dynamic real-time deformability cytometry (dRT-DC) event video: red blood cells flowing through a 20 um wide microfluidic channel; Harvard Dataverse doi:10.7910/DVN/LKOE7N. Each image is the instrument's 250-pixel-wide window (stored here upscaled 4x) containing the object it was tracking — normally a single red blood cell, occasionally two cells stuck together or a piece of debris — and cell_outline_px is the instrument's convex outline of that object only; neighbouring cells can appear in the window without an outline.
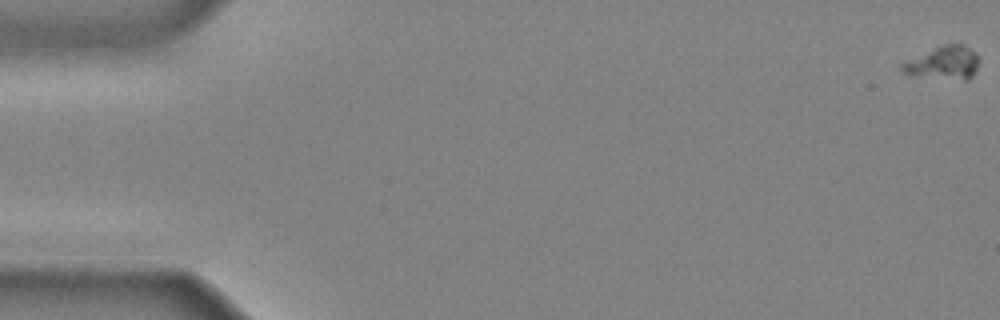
{"species": "common noctule bat (a hibernating species)", "species_latin": "Nyctalus noctula", "temperature_condition": "cold", "stored_images_in_passage": 7, "camera_frame_rate_fps": 3000, "um_per_image_px": 0.085, "animal": {"sex": "male", "body_mass_g": 20.4}, "frame": {"image": 1, "passage_image": 1, "time_ms": 0.0, "image_size_px": [1000, 320], "cell_outline_px": [[976, 68], [972, 76], [968, 80], [964, 80], [912, 76], [904, 72], [900, 68], [900, 64], [904, 60], [944, 44], [964, 44], [976, 56]], "centroid_in_image_um": [80.11, 5.36], "position_along_channel_um": 4.9, "area_um2": 14.74}}